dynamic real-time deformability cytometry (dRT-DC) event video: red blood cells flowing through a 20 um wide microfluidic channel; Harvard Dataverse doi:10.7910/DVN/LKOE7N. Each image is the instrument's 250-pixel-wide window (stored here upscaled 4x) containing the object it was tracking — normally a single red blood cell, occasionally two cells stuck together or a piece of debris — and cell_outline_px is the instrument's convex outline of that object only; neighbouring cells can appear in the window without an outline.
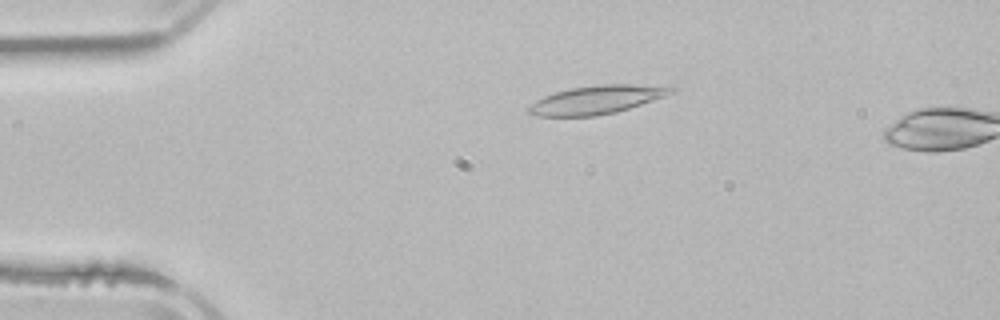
{"species": "common noctule bat (a hibernating species)", "species_latin": "Nyctalus noctula", "temperature_condition": "room temperature", "stored_images_in_passage": 3, "camera_frame_rate_fps": 3000, "um_per_image_px": 0.085, "animal": {"sex": "male", "body_mass_g": 21.5, "forearm_length_mm": 52.0}, "frame": {"image": 1, "passage_image": 1, "time_ms": 0.0, "image_size_px": [1000, 320], "cell_outline_px": [[676, 92], [616, 112], [596, 116], [536, 116], [528, 112], [528, 108], [536, 100], [544, 96], [556, 92], [572, 88], [600, 84], [632, 84], [676, 88]], "centroid_in_image_um": [50.69, 8.48], "position_along_channel_um": 34.3, "area_um2": 23.18}}
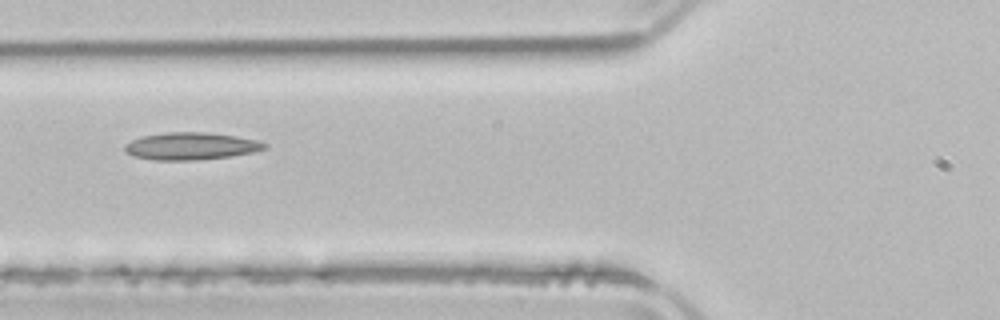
{"frame": {"image": 2, "passage_image": 3, "time_ms": 3.0, "image_size_px": [1000, 320], "cell_outline_px": [[268, 148], [252, 152], [228, 156], [196, 160], [156, 160], [132, 156], [124, 152], [124, 144], [140, 136], [168, 132], [204, 132], [236, 136], [256, 140], [268, 144]], "centroid_in_image_um": [16.18, 12.42], "position_along_channel_um": 109.6, "area_um2": 22.25}}